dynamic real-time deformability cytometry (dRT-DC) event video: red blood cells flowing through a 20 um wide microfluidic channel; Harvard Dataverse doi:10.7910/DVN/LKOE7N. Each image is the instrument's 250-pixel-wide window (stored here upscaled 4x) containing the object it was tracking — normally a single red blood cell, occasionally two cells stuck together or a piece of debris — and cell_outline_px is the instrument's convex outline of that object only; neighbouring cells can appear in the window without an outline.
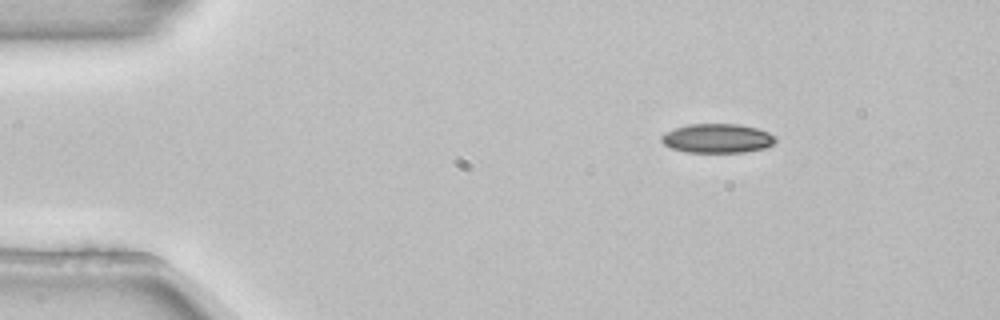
{"species": "common noctule bat (a hibernating species)", "species_latin": "Nyctalus noctula", "temperature_condition": "room temperature", "stored_images_in_passage": 2, "camera_frame_rate_fps": 3000, "um_per_image_px": 0.085, "animal": {"sex": "female", "body_mass_g": 22.7, "forearm_length_mm": 54.2}, "frame": {"image": 1, "passage_image": 1, "time_ms": 0.0, "image_size_px": [1000, 320], "cell_outline_px": [[776, 140], [772, 144], [764, 148], [744, 152], [684, 152], [672, 148], [664, 144], [660, 140], [660, 136], [664, 132], [688, 124], [740, 124], [756, 128], [768, 132], [776, 136]], "centroid_in_image_um": [60.95, 11.75], "position_along_channel_um": 24.0, "area_um2": 19.42}}